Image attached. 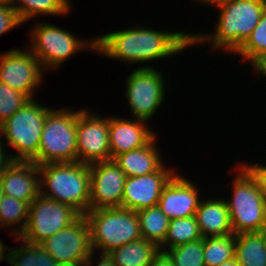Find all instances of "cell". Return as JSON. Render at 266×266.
<instances>
[{"mask_svg":"<svg viewBox=\"0 0 266 266\" xmlns=\"http://www.w3.org/2000/svg\"><path fill=\"white\" fill-rule=\"evenodd\" d=\"M95 53L120 62L149 63L170 58L191 45V33L132 26L95 37Z\"/></svg>","mask_w":266,"mask_h":266,"instance_id":"obj_1","label":"cell"},{"mask_svg":"<svg viewBox=\"0 0 266 266\" xmlns=\"http://www.w3.org/2000/svg\"><path fill=\"white\" fill-rule=\"evenodd\" d=\"M265 8L266 0H229L218 7L215 32L191 33V45L210 43L212 50L235 53L257 26Z\"/></svg>","mask_w":266,"mask_h":266,"instance_id":"obj_2","label":"cell"},{"mask_svg":"<svg viewBox=\"0 0 266 266\" xmlns=\"http://www.w3.org/2000/svg\"><path fill=\"white\" fill-rule=\"evenodd\" d=\"M38 168L40 194L71 206L81 215L87 213L91 182L89 164L81 162L46 163L39 165Z\"/></svg>","mask_w":266,"mask_h":266,"instance_id":"obj_3","label":"cell"},{"mask_svg":"<svg viewBox=\"0 0 266 266\" xmlns=\"http://www.w3.org/2000/svg\"><path fill=\"white\" fill-rule=\"evenodd\" d=\"M232 185V196L225 198L234 234L261 232L266 203L255 174L243 163L238 166Z\"/></svg>","mask_w":266,"mask_h":266,"instance_id":"obj_4","label":"cell"},{"mask_svg":"<svg viewBox=\"0 0 266 266\" xmlns=\"http://www.w3.org/2000/svg\"><path fill=\"white\" fill-rule=\"evenodd\" d=\"M84 216L90 227L93 252L101 249V254H108L142 237L139 218L133 210L123 207L89 209Z\"/></svg>","mask_w":266,"mask_h":266,"instance_id":"obj_5","label":"cell"},{"mask_svg":"<svg viewBox=\"0 0 266 266\" xmlns=\"http://www.w3.org/2000/svg\"><path fill=\"white\" fill-rule=\"evenodd\" d=\"M51 109L45 118L35 164L77 162L76 128L78 111Z\"/></svg>","mask_w":266,"mask_h":266,"instance_id":"obj_6","label":"cell"},{"mask_svg":"<svg viewBox=\"0 0 266 266\" xmlns=\"http://www.w3.org/2000/svg\"><path fill=\"white\" fill-rule=\"evenodd\" d=\"M51 109L32 99L0 125L5 144L17 152L11 154L14 161H32L37 156L45 118Z\"/></svg>","mask_w":266,"mask_h":266,"instance_id":"obj_7","label":"cell"},{"mask_svg":"<svg viewBox=\"0 0 266 266\" xmlns=\"http://www.w3.org/2000/svg\"><path fill=\"white\" fill-rule=\"evenodd\" d=\"M66 30L47 21L38 22L31 29V43L27 48L40 61L45 71L61 67L67 59L81 50L95 52V37L87 39L89 41L81 40Z\"/></svg>","mask_w":266,"mask_h":266,"instance_id":"obj_8","label":"cell"},{"mask_svg":"<svg viewBox=\"0 0 266 266\" xmlns=\"http://www.w3.org/2000/svg\"><path fill=\"white\" fill-rule=\"evenodd\" d=\"M155 67L140 66L126 78L125 96L134 119L149 122L163 105L166 96L165 80Z\"/></svg>","mask_w":266,"mask_h":266,"instance_id":"obj_9","label":"cell"},{"mask_svg":"<svg viewBox=\"0 0 266 266\" xmlns=\"http://www.w3.org/2000/svg\"><path fill=\"white\" fill-rule=\"evenodd\" d=\"M80 216L71 206L39 194L29 205L27 227L20 238L32 244H40L70 226Z\"/></svg>","mask_w":266,"mask_h":266,"instance_id":"obj_10","label":"cell"},{"mask_svg":"<svg viewBox=\"0 0 266 266\" xmlns=\"http://www.w3.org/2000/svg\"><path fill=\"white\" fill-rule=\"evenodd\" d=\"M45 70L28 48L10 49L0 54V82L34 99ZM34 95V96H33Z\"/></svg>","mask_w":266,"mask_h":266,"instance_id":"obj_11","label":"cell"},{"mask_svg":"<svg viewBox=\"0 0 266 266\" xmlns=\"http://www.w3.org/2000/svg\"><path fill=\"white\" fill-rule=\"evenodd\" d=\"M89 111L85 108L78 111L77 162L92 164L111 160L109 117H101L98 113L92 114Z\"/></svg>","mask_w":266,"mask_h":266,"instance_id":"obj_12","label":"cell"},{"mask_svg":"<svg viewBox=\"0 0 266 266\" xmlns=\"http://www.w3.org/2000/svg\"><path fill=\"white\" fill-rule=\"evenodd\" d=\"M57 263L85 262L93 253L88 220L81 215L75 222L40 243Z\"/></svg>","mask_w":266,"mask_h":266,"instance_id":"obj_13","label":"cell"},{"mask_svg":"<svg viewBox=\"0 0 266 266\" xmlns=\"http://www.w3.org/2000/svg\"><path fill=\"white\" fill-rule=\"evenodd\" d=\"M89 209L121 207L127 176L113 159L89 164Z\"/></svg>","mask_w":266,"mask_h":266,"instance_id":"obj_14","label":"cell"},{"mask_svg":"<svg viewBox=\"0 0 266 266\" xmlns=\"http://www.w3.org/2000/svg\"><path fill=\"white\" fill-rule=\"evenodd\" d=\"M165 166L148 175L127 177L121 207L137 212L157 206L163 188L176 174L175 170Z\"/></svg>","mask_w":266,"mask_h":266,"instance_id":"obj_15","label":"cell"},{"mask_svg":"<svg viewBox=\"0 0 266 266\" xmlns=\"http://www.w3.org/2000/svg\"><path fill=\"white\" fill-rule=\"evenodd\" d=\"M197 185L176 173L163 188L158 207L170 219L195 216L200 203Z\"/></svg>","mask_w":266,"mask_h":266,"instance_id":"obj_16","label":"cell"},{"mask_svg":"<svg viewBox=\"0 0 266 266\" xmlns=\"http://www.w3.org/2000/svg\"><path fill=\"white\" fill-rule=\"evenodd\" d=\"M4 195L31 204L40 194V173L33 161H14L0 176Z\"/></svg>","mask_w":266,"mask_h":266,"instance_id":"obj_17","label":"cell"},{"mask_svg":"<svg viewBox=\"0 0 266 266\" xmlns=\"http://www.w3.org/2000/svg\"><path fill=\"white\" fill-rule=\"evenodd\" d=\"M147 121L109 116V144L111 159L146 145L156 134Z\"/></svg>","mask_w":266,"mask_h":266,"instance_id":"obj_18","label":"cell"},{"mask_svg":"<svg viewBox=\"0 0 266 266\" xmlns=\"http://www.w3.org/2000/svg\"><path fill=\"white\" fill-rule=\"evenodd\" d=\"M210 198H207V200L201 199L195 213L202 237L232 234L233 229L225 198Z\"/></svg>","mask_w":266,"mask_h":266,"instance_id":"obj_19","label":"cell"},{"mask_svg":"<svg viewBox=\"0 0 266 266\" xmlns=\"http://www.w3.org/2000/svg\"><path fill=\"white\" fill-rule=\"evenodd\" d=\"M156 136L146 145L121 153L113 158L127 177L148 175L156 172L164 165L160 155L161 151L155 145Z\"/></svg>","mask_w":266,"mask_h":266,"instance_id":"obj_20","label":"cell"},{"mask_svg":"<svg viewBox=\"0 0 266 266\" xmlns=\"http://www.w3.org/2000/svg\"><path fill=\"white\" fill-rule=\"evenodd\" d=\"M159 251L157 244L141 237L111 251L108 256L115 266H151Z\"/></svg>","mask_w":266,"mask_h":266,"instance_id":"obj_21","label":"cell"},{"mask_svg":"<svg viewBox=\"0 0 266 266\" xmlns=\"http://www.w3.org/2000/svg\"><path fill=\"white\" fill-rule=\"evenodd\" d=\"M235 258L240 266H266L265 235L235 234Z\"/></svg>","mask_w":266,"mask_h":266,"instance_id":"obj_22","label":"cell"},{"mask_svg":"<svg viewBox=\"0 0 266 266\" xmlns=\"http://www.w3.org/2000/svg\"><path fill=\"white\" fill-rule=\"evenodd\" d=\"M9 2L23 24L38 15L59 17L68 15L72 8L70 0H9Z\"/></svg>","mask_w":266,"mask_h":266,"instance_id":"obj_23","label":"cell"},{"mask_svg":"<svg viewBox=\"0 0 266 266\" xmlns=\"http://www.w3.org/2000/svg\"><path fill=\"white\" fill-rule=\"evenodd\" d=\"M29 205L28 202L4 195L0 201V226L6 229L12 228L10 233H13L15 237H20L27 227ZM14 225L18 227L15 229Z\"/></svg>","mask_w":266,"mask_h":266,"instance_id":"obj_24","label":"cell"},{"mask_svg":"<svg viewBox=\"0 0 266 266\" xmlns=\"http://www.w3.org/2000/svg\"><path fill=\"white\" fill-rule=\"evenodd\" d=\"M140 222L142 238L160 246L167 235L170 219L157 206L136 212Z\"/></svg>","mask_w":266,"mask_h":266,"instance_id":"obj_25","label":"cell"},{"mask_svg":"<svg viewBox=\"0 0 266 266\" xmlns=\"http://www.w3.org/2000/svg\"><path fill=\"white\" fill-rule=\"evenodd\" d=\"M16 241H21L20 248L8 249L7 263L10 266H56L57 262L42 248L40 244H32L24 241L20 237H15ZM18 239V240H17Z\"/></svg>","mask_w":266,"mask_h":266,"instance_id":"obj_26","label":"cell"},{"mask_svg":"<svg viewBox=\"0 0 266 266\" xmlns=\"http://www.w3.org/2000/svg\"><path fill=\"white\" fill-rule=\"evenodd\" d=\"M202 238L195 216L177 218L169 221L166 238L159 248L165 251Z\"/></svg>","mask_w":266,"mask_h":266,"instance_id":"obj_27","label":"cell"},{"mask_svg":"<svg viewBox=\"0 0 266 266\" xmlns=\"http://www.w3.org/2000/svg\"><path fill=\"white\" fill-rule=\"evenodd\" d=\"M205 266H218L235 257V234L203 238Z\"/></svg>","mask_w":266,"mask_h":266,"instance_id":"obj_28","label":"cell"},{"mask_svg":"<svg viewBox=\"0 0 266 266\" xmlns=\"http://www.w3.org/2000/svg\"><path fill=\"white\" fill-rule=\"evenodd\" d=\"M174 266H205L203 238L167 249Z\"/></svg>","mask_w":266,"mask_h":266,"instance_id":"obj_29","label":"cell"},{"mask_svg":"<svg viewBox=\"0 0 266 266\" xmlns=\"http://www.w3.org/2000/svg\"><path fill=\"white\" fill-rule=\"evenodd\" d=\"M263 53H266V8L257 26L234 54L240 55L242 60L249 63L255 56Z\"/></svg>","mask_w":266,"mask_h":266,"instance_id":"obj_30","label":"cell"},{"mask_svg":"<svg viewBox=\"0 0 266 266\" xmlns=\"http://www.w3.org/2000/svg\"><path fill=\"white\" fill-rule=\"evenodd\" d=\"M30 99L0 82V125L22 108Z\"/></svg>","mask_w":266,"mask_h":266,"instance_id":"obj_31","label":"cell"},{"mask_svg":"<svg viewBox=\"0 0 266 266\" xmlns=\"http://www.w3.org/2000/svg\"><path fill=\"white\" fill-rule=\"evenodd\" d=\"M22 24L9 0L0 2V36L7 34V32Z\"/></svg>","mask_w":266,"mask_h":266,"instance_id":"obj_32","label":"cell"},{"mask_svg":"<svg viewBox=\"0 0 266 266\" xmlns=\"http://www.w3.org/2000/svg\"><path fill=\"white\" fill-rule=\"evenodd\" d=\"M245 165L255 174L259 185L262 190V196L264 198V201L266 203V166L264 165H258L257 164H248L245 163Z\"/></svg>","mask_w":266,"mask_h":266,"instance_id":"obj_33","label":"cell"},{"mask_svg":"<svg viewBox=\"0 0 266 266\" xmlns=\"http://www.w3.org/2000/svg\"><path fill=\"white\" fill-rule=\"evenodd\" d=\"M4 141L0 134V176L14 162L11 155L8 154L9 151H6L7 146Z\"/></svg>","mask_w":266,"mask_h":266,"instance_id":"obj_34","label":"cell"},{"mask_svg":"<svg viewBox=\"0 0 266 266\" xmlns=\"http://www.w3.org/2000/svg\"><path fill=\"white\" fill-rule=\"evenodd\" d=\"M249 66L251 65L259 75H263L266 77V53L261 55L255 56L250 62Z\"/></svg>","mask_w":266,"mask_h":266,"instance_id":"obj_35","label":"cell"},{"mask_svg":"<svg viewBox=\"0 0 266 266\" xmlns=\"http://www.w3.org/2000/svg\"><path fill=\"white\" fill-rule=\"evenodd\" d=\"M151 266H174L170 256L165 251H159Z\"/></svg>","mask_w":266,"mask_h":266,"instance_id":"obj_36","label":"cell"},{"mask_svg":"<svg viewBox=\"0 0 266 266\" xmlns=\"http://www.w3.org/2000/svg\"><path fill=\"white\" fill-rule=\"evenodd\" d=\"M95 252H93L90 257L85 262L80 263H57L56 266H93V258L95 261L99 260L97 257L94 256ZM97 259V260H96Z\"/></svg>","mask_w":266,"mask_h":266,"instance_id":"obj_37","label":"cell"},{"mask_svg":"<svg viewBox=\"0 0 266 266\" xmlns=\"http://www.w3.org/2000/svg\"><path fill=\"white\" fill-rule=\"evenodd\" d=\"M197 3H205L206 5L215 6L216 9L224 4H226L229 0H195Z\"/></svg>","mask_w":266,"mask_h":266,"instance_id":"obj_38","label":"cell"},{"mask_svg":"<svg viewBox=\"0 0 266 266\" xmlns=\"http://www.w3.org/2000/svg\"><path fill=\"white\" fill-rule=\"evenodd\" d=\"M96 266H115L108 254H100V260Z\"/></svg>","mask_w":266,"mask_h":266,"instance_id":"obj_39","label":"cell"},{"mask_svg":"<svg viewBox=\"0 0 266 266\" xmlns=\"http://www.w3.org/2000/svg\"><path fill=\"white\" fill-rule=\"evenodd\" d=\"M8 247L4 245L3 241L0 239V261H6L8 260Z\"/></svg>","mask_w":266,"mask_h":266,"instance_id":"obj_40","label":"cell"},{"mask_svg":"<svg viewBox=\"0 0 266 266\" xmlns=\"http://www.w3.org/2000/svg\"><path fill=\"white\" fill-rule=\"evenodd\" d=\"M218 266H240L239 263L237 262L236 258H232L231 260H228L226 262L221 263Z\"/></svg>","mask_w":266,"mask_h":266,"instance_id":"obj_41","label":"cell"},{"mask_svg":"<svg viewBox=\"0 0 266 266\" xmlns=\"http://www.w3.org/2000/svg\"><path fill=\"white\" fill-rule=\"evenodd\" d=\"M261 232L266 235V213H265V219H264V224H263V227L261 229Z\"/></svg>","mask_w":266,"mask_h":266,"instance_id":"obj_42","label":"cell"},{"mask_svg":"<svg viewBox=\"0 0 266 266\" xmlns=\"http://www.w3.org/2000/svg\"><path fill=\"white\" fill-rule=\"evenodd\" d=\"M3 196H4V192H3L1 181H0V201H1Z\"/></svg>","mask_w":266,"mask_h":266,"instance_id":"obj_43","label":"cell"}]
</instances>
